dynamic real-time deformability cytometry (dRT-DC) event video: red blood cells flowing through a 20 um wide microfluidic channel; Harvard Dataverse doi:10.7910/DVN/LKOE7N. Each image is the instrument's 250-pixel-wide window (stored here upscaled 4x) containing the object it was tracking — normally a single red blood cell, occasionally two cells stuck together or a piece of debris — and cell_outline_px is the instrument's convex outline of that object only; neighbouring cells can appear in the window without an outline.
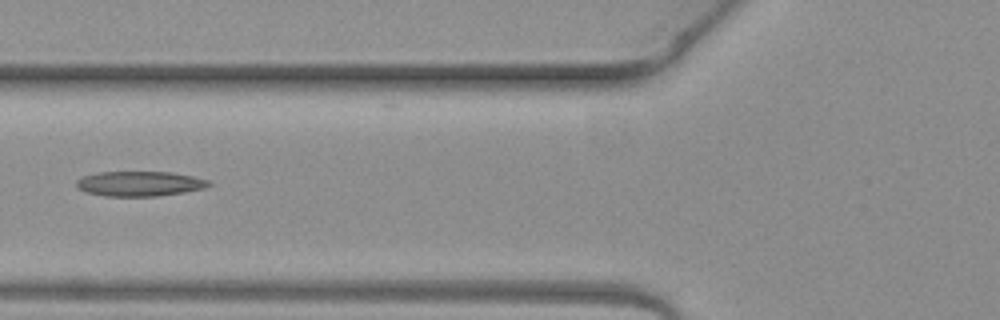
{"species": "common noctule bat (a hibernating species)", "species_latin": "Nyctalus noctula", "temperature_condition": "warm", "stored_images_in_passage": 5, "camera_frame_rate_fps": 3000, "um_per_image_px": 0.085, "animal": {"sex": "female", "body_mass_g": 19.3, "forearm_length_mm": 54.1}, "frame": {"image": 1, "passage_image": 4, "time_ms": 1.0, "image_size_px": [1000, 320], "cell_outline_px": [[212, 184], [204, 188], [184, 192], [156, 196], [104, 196], [84, 192], [76, 184], [76, 180], [84, 176], [100, 172], [172, 172], [192, 176], [208, 180]], "centroid_in_image_um": [11.87, 15.61], "position_along_channel_um": 113.9, "area_um2": 19.13}}
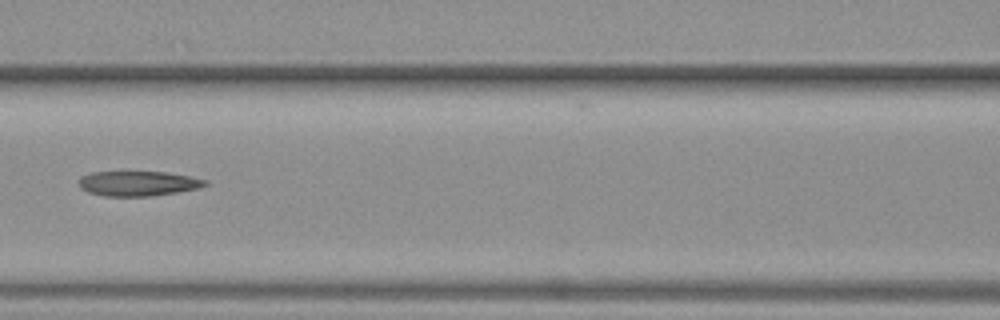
{"frame": {"image": 2, "passage_image": 5, "time_ms": 1.333, "image_size_px": [1000, 320], "cell_outline_px": [[208, 184], [200, 188], [176, 192], [148, 196], [104, 196], [88, 192], [80, 188], [80, 180], [84, 176], [92, 172], [168, 172], [208, 180]], "centroid_in_image_um": [11.77, 15.6], "position_along_channel_um": 154.8, "area_um2": 18.15}}